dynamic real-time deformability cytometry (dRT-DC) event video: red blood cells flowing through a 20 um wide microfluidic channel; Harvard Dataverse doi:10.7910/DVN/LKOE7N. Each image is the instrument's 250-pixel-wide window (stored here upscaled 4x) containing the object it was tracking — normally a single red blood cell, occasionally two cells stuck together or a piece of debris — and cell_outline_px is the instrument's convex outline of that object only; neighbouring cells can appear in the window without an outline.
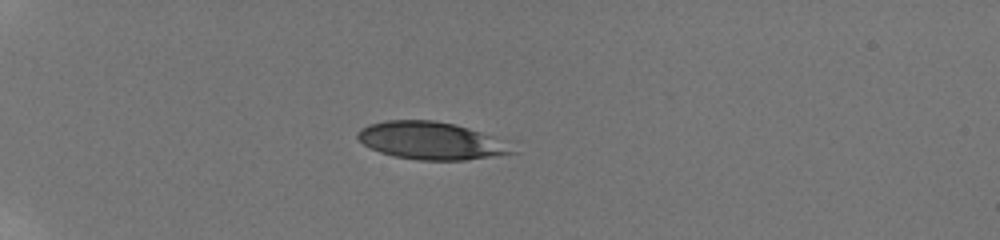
{"species": "human", "species_latin": "Homo sapiens", "temperature_condition": "room temperature", "stored_images_in_passage": 37, "camera_frame_rate_fps": 3000, "um_per_image_px": 0.085, "donor": {"sex": "male"}, "frame": {"image": 1, "passage_image": 28, "time_ms": 6.0, "image_size_px": [1000, 240], "cell_outline_px": [[520, 152], [464, 160], [420, 160], [396, 156], [380, 152], [364, 144], [356, 136], [356, 132], [360, 128], [368, 124], [388, 120], [432, 120], [456, 124], [492, 136]], "centroid_in_image_um": [36.6, 11.95], "position_along_channel_um": 48.4, "area_um2": 33.47}}